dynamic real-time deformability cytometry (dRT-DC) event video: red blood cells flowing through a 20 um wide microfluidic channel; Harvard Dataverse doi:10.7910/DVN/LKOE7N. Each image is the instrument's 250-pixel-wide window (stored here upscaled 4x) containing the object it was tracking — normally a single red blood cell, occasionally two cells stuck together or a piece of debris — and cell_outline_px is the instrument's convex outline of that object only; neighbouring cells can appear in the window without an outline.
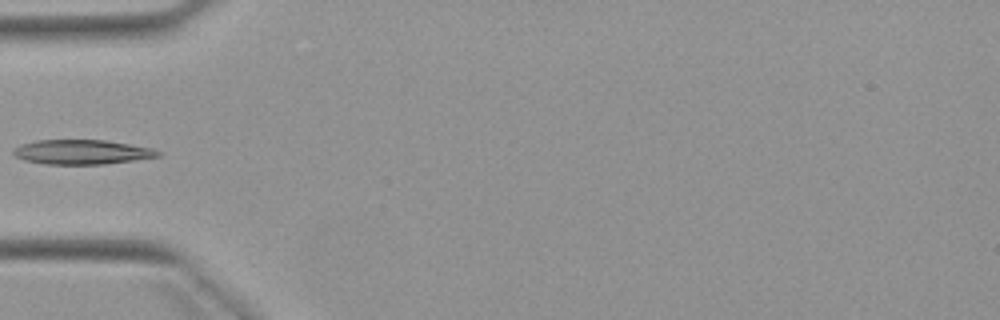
{"species": "Egyptian fruit bat (a non-hibernating species)", "species_latin": "Rousettus aegyptiacus", "temperature_condition": "warm", "stored_images_in_passage": 5, "camera_frame_rate_fps": 3000, "um_per_image_px": 0.085, "animal": {"sex": "female"}, "frame": {"image": 1, "passage_image": 5, "time_ms": 5.667, "image_size_px": [1000, 320], "cell_outline_px": [[160, 156], [104, 164], [44, 164], [24, 160], [16, 156], [12, 152], [20, 144], [36, 140], [104, 140], [152, 148], [160, 152]], "centroid_in_image_um": [6.92, 12.92], "position_along_channel_um": 78.1, "area_um2": 20.46}}